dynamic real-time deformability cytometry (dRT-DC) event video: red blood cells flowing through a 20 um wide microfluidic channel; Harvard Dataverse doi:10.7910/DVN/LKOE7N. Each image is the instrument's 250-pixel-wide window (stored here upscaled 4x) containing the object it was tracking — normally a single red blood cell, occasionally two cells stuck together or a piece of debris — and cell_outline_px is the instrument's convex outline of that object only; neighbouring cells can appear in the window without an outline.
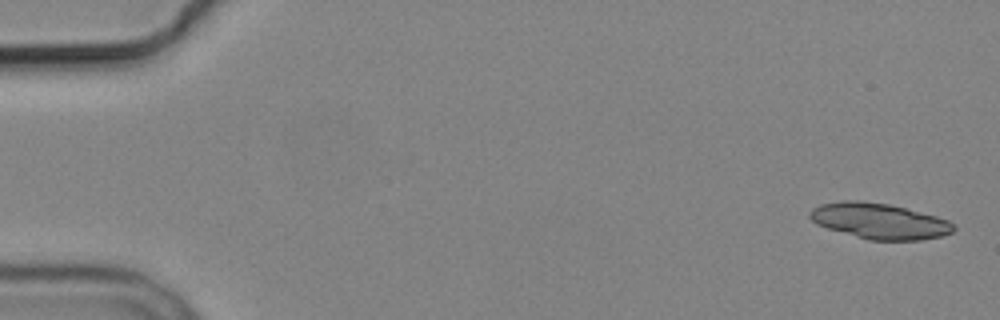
{"species": "common noctule bat (a hibernating species)", "species_latin": "Nyctalus noctula", "temperature_condition": "cold", "stored_images_in_passage": 4, "camera_frame_rate_fps": 3000, "um_per_image_px": 0.085, "animal": {"sex": "male", "body_mass_g": 19.2, "forearm_length_mm": 51.8}, "frame": {"image": 1, "passage_image": 1, "time_ms": 0.0, "image_size_px": [1000, 320], "cell_outline_px": [[956, 228], [952, 232], [940, 236], [920, 240], [868, 240], [828, 228], [816, 224], [808, 216], [808, 212], [812, 208], [820, 204], [844, 200], [860, 200], [888, 204], [936, 216], [948, 220]], "centroid_in_image_um": [74.71, 18.78], "position_along_channel_um": 10.3, "area_um2": 29.77}}